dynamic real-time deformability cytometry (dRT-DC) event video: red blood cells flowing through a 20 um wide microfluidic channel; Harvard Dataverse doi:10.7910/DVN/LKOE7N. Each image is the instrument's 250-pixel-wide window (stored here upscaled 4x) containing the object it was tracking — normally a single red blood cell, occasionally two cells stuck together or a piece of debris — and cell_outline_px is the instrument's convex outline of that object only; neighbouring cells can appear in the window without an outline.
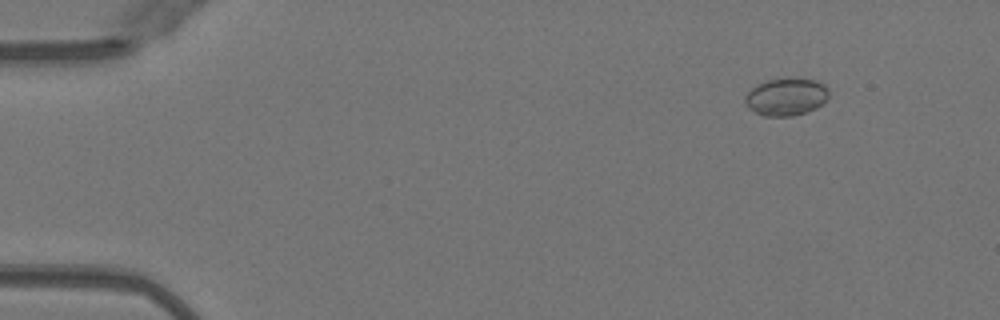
{"species": "Egyptian fruit bat (a non-hibernating species)", "species_latin": "Rousettus aegyptiacus", "temperature_condition": "warm", "stored_images_in_passage": 46, "camera_frame_rate_fps": 3000, "um_per_image_px": 0.085, "animal": {"sex": "female"}, "frame": {"image": 1, "passage_image": 1, "time_ms": 0.0, "image_size_px": [1000, 320], "cell_outline_px": [[828, 96], [816, 108], [792, 116], [764, 116], [748, 108], [744, 104], [744, 96], [756, 84], [768, 80], [788, 76], [816, 80], [824, 84], [828, 88]], "centroid_in_image_um": [66.79, 8.19], "position_along_channel_um": 18.2, "area_um2": 18.55}}
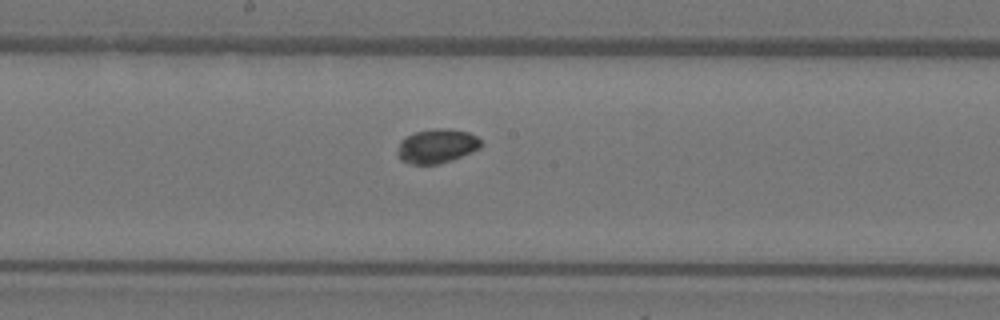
{"frame": {"image": 2, "passage_image": 23, "time_ms": 7.333, "image_size_px": [1000, 320], "cell_outline_px": [[480, 148], [472, 152], [452, 160], [440, 164], [408, 164], [400, 160], [396, 152], [400, 140], [404, 136], [416, 132], [432, 128], [444, 128], [468, 132], [476, 136], [480, 140]], "centroid_in_image_um": [37.08, 12.42], "position_along_channel_um": 211.1, "area_um2": 16.82}}
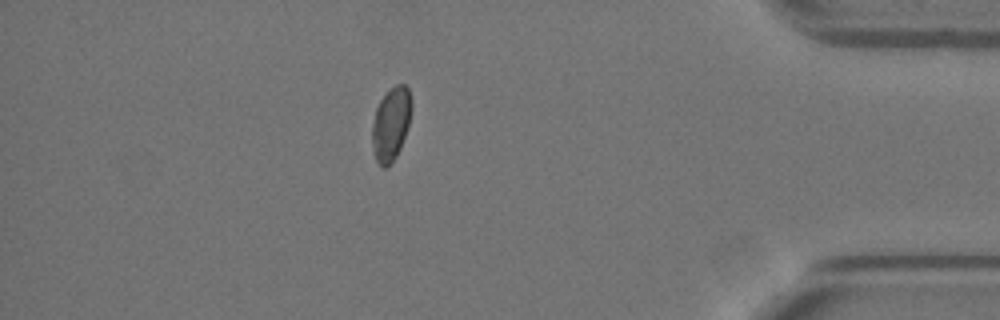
{"frame": {"image": 3, "passage_image": 40, "time_ms": 13.0, "image_size_px": [1000, 320], "cell_outline_px": [[412, 108], [408, 124], [400, 148], [396, 156], [384, 168], [380, 168], [372, 152], [372, 124], [376, 108], [380, 100], [396, 84], [404, 84], [408, 88], [412, 100]], "centroid_in_image_um": [33.22, 10.54], "position_along_channel_um": 402.0, "area_um2": 16.7}, "authors_computed_cell_mechanics": {"area_um2": 16.8487, "velocity_mm_per_s": 4.0431, "shape_relaxation_time_tau1_ms": null, "shape_relaxation_time_tau2_ms": 3.1787, "deformation_change_tau1": null, "deformation_change_tau2": 0.0401}}